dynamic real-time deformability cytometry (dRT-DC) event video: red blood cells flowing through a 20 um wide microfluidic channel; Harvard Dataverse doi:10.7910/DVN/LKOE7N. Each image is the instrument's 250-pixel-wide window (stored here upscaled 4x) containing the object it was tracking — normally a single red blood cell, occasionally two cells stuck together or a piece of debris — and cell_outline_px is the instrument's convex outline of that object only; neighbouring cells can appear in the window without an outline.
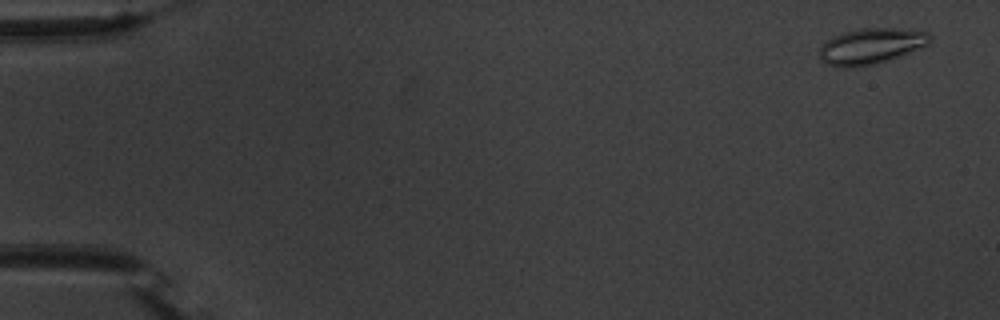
{"species": "common noctule bat (a hibernating species)", "species_latin": "Nyctalus noctula", "temperature_condition": "warm", "stored_images_in_passage": 46, "camera_frame_rate_fps": 3000, "um_per_image_px": 0.085, "animal": {"sex": "male", "body_mass_g": 20.1, "forearm_length_mm": 53.5}, "frame": {"image": 1, "passage_image": 3, "time_ms": 0.667, "image_size_px": [1000, 320], "cell_outline_px": [[932, 36], [928, 44], [876, 64], [856, 68], [840, 68], [828, 64], [820, 60], [820, 44], [832, 36], [844, 32], [860, 28], [900, 28], [928, 32]], "centroid_in_image_um": [73.97, 3.92], "position_along_channel_um": 11.0, "area_um2": 23.12}}
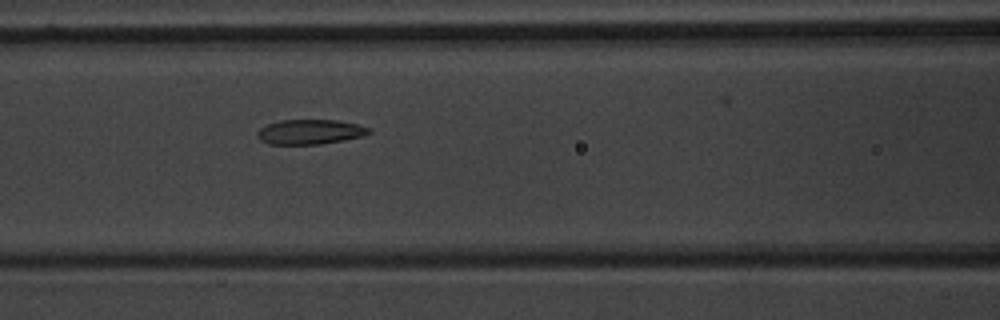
{"frame": {"image": 2, "passage_image": 25, "time_ms": 8.0, "image_size_px": [1000, 320], "cell_outline_px": [[372, 132], [364, 136], [344, 140], [320, 144], [268, 144], [260, 140], [256, 136], [256, 132], [260, 128], [268, 124], [280, 120], [336, 120], [356, 124], [368, 128]], "centroid_in_image_um": [26.32, 11.21], "position_along_channel_um": 140.3, "area_um2": 16.13}}
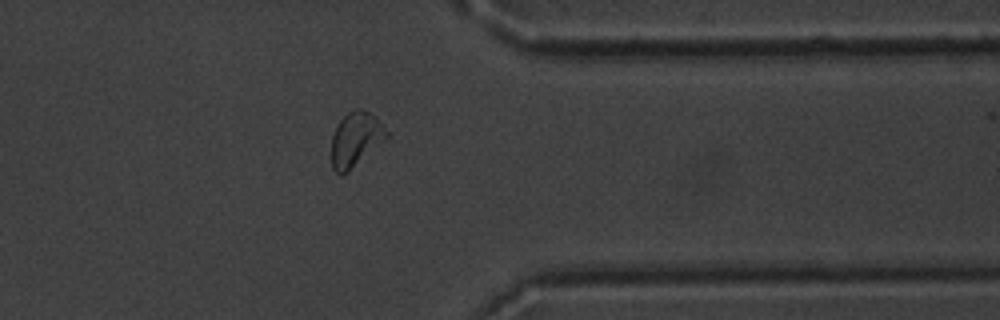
{"frame": {"image": 3, "passage_image": 45, "time_ms": 14.667, "image_size_px": [1000, 320], "cell_outline_px": [[388, 136], [384, 140], [348, 172], [340, 176], [332, 168], [332, 136], [340, 120], [348, 112], [356, 108], [364, 108], [388, 132]], "centroid_in_image_um": [30.19, 11.86], "position_along_channel_um": 381.2, "area_um2": 17.05}}